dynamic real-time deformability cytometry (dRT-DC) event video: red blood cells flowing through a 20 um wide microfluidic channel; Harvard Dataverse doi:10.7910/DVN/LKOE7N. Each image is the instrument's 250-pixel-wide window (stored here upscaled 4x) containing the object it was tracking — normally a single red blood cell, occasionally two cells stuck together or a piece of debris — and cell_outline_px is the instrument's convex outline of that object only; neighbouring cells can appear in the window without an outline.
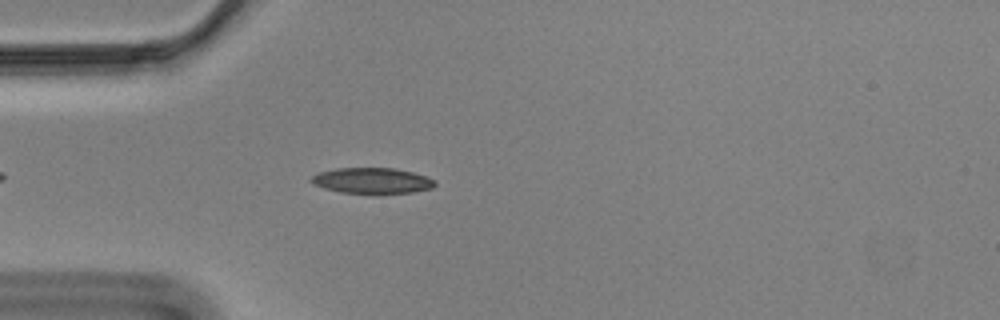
{"species": "Egyptian fruit bat (a non-hibernating species)", "species_latin": "Rousettus aegyptiacus", "temperature_condition": "cold", "stored_images_in_passage": 26, "camera_frame_rate_fps": 3000, "um_per_image_px": 0.085, "animal": {"sex": "male"}, "frame": {"image": 1, "passage_image": 7, "time_ms": 2.0, "image_size_px": [1000, 320], "cell_outline_px": [[436, 184], [432, 188], [412, 192], [376, 196], [340, 192], [324, 188], [312, 184], [308, 180], [312, 176], [320, 172], [336, 168], [392, 168], [412, 172], [436, 180]], "centroid_in_image_um": [31.61, 15.39], "position_along_channel_um": 53.4, "area_um2": 19.19}}
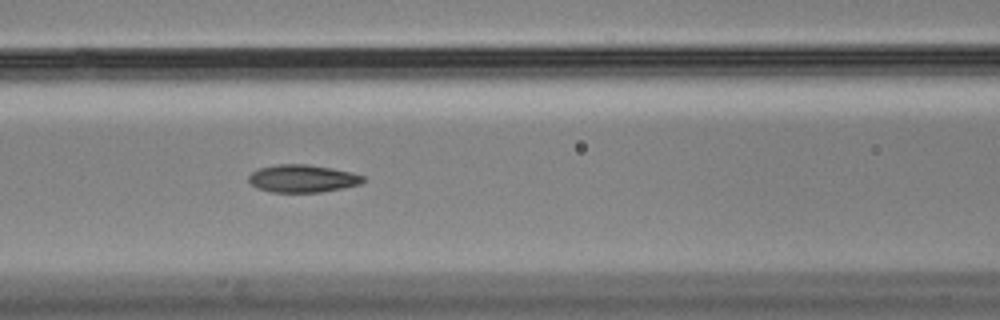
{"frame": {"image": 2, "passage_image": 15, "time_ms": 4.667, "image_size_px": [1000, 320], "cell_outline_px": [[364, 180], [360, 184], [320, 192], [272, 192], [256, 188], [248, 180], [248, 176], [252, 172], [260, 168], [276, 164], [304, 164], [332, 168], [352, 172], [364, 176]], "centroid_in_image_um": [25.69, 15.17], "position_along_channel_um": 140.9, "area_um2": 18.32}}
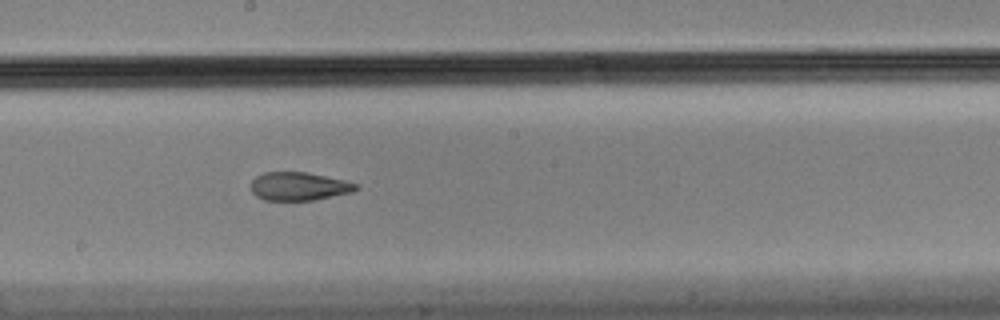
{"frame": {"image": 3, "passage_image": 22, "time_ms": 7.0, "image_size_px": [1000, 320], "cell_outline_px": [[356, 188], [352, 192], [312, 200], [264, 200], [256, 196], [252, 192], [252, 180], [256, 176], [264, 172], [308, 172], [344, 180], [356, 184]], "centroid_in_image_um": [25.36, 15.83], "position_along_channel_um": 222.8, "area_um2": 17.11}}